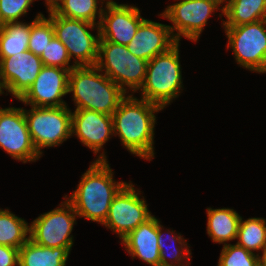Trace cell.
<instances>
[{
    "instance_id": "6da1fadb",
    "label": "cell",
    "mask_w": 266,
    "mask_h": 266,
    "mask_svg": "<svg viewBox=\"0 0 266 266\" xmlns=\"http://www.w3.org/2000/svg\"><path fill=\"white\" fill-rule=\"evenodd\" d=\"M162 108L133 95L126 96L112 115L113 134L132 154L151 160L154 157L155 112Z\"/></svg>"
},
{
    "instance_id": "7a4b0ae2",
    "label": "cell",
    "mask_w": 266,
    "mask_h": 266,
    "mask_svg": "<svg viewBox=\"0 0 266 266\" xmlns=\"http://www.w3.org/2000/svg\"><path fill=\"white\" fill-rule=\"evenodd\" d=\"M104 152L82 174L77 189L67 199L77 213V217H85L101 224L106 220L109 208L115 195L126 184L116 182L113 172L106 161Z\"/></svg>"
},
{
    "instance_id": "3957f363",
    "label": "cell",
    "mask_w": 266,
    "mask_h": 266,
    "mask_svg": "<svg viewBox=\"0 0 266 266\" xmlns=\"http://www.w3.org/2000/svg\"><path fill=\"white\" fill-rule=\"evenodd\" d=\"M95 66H76L69 73L68 92L73 93L76 109L113 115L127 95Z\"/></svg>"
},
{
    "instance_id": "277c9868",
    "label": "cell",
    "mask_w": 266,
    "mask_h": 266,
    "mask_svg": "<svg viewBox=\"0 0 266 266\" xmlns=\"http://www.w3.org/2000/svg\"><path fill=\"white\" fill-rule=\"evenodd\" d=\"M179 42L167 52L156 55L147 64L141 98L164 109L182 88Z\"/></svg>"
},
{
    "instance_id": "5b68a950",
    "label": "cell",
    "mask_w": 266,
    "mask_h": 266,
    "mask_svg": "<svg viewBox=\"0 0 266 266\" xmlns=\"http://www.w3.org/2000/svg\"><path fill=\"white\" fill-rule=\"evenodd\" d=\"M148 61L133 55L125 45L99 40L96 66L125 93L136 92L144 83ZM125 87V88H124Z\"/></svg>"
},
{
    "instance_id": "8992f818",
    "label": "cell",
    "mask_w": 266,
    "mask_h": 266,
    "mask_svg": "<svg viewBox=\"0 0 266 266\" xmlns=\"http://www.w3.org/2000/svg\"><path fill=\"white\" fill-rule=\"evenodd\" d=\"M48 12L54 35L66 47L70 59L74 56V65L95 66L100 40L99 25L56 15L49 7ZM95 27H97L98 33L94 36L87 29L94 30Z\"/></svg>"
},
{
    "instance_id": "52a82bcc",
    "label": "cell",
    "mask_w": 266,
    "mask_h": 266,
    "mask_svg": "<svg viewBox=\"0 0 266 266\" xmlns=\"http://www.w3.org/2000/svg\"><path fill=\"white\" fill-rule=\"evenodd\" d=\"M23 110L32 142L40 155L42 148L58 146L72 136V112L67 105L31 106V110Z\"/></svg>"
},
{
    "instance_id": "ba28073f",
    "label": "cell",
    "mask_w": 266,
    "mask_h": 266,
    "mask_svg": "<svg viewBox=\"0 0 266 266\" xmlns=\"http://www.w3.org/2000/svg\"><path fill=\"white\" fill-rule=\"evenodd\" d=\"M237 63L258 73H266V19L234 27H224Z\"/></svg>"
},
{
    "instance_id": "9c48e42d",
    "label": "cell",
    "mask_w": 266,
    "mask_h": 266,
    "mask_svg": "<svg viewBox=\"0 0 266 266\" xmlns=\"http://www.w3.org/2000/svg\"><path fill=\"white\" fill-rule=\"evenodd\" d=\"M62 203L60 207L33 220L29 236L38 245L50 248L65 247L70 252L73 245V236L70 234L78 215L67 199Z\"/></svg>"
},
{
    "instance_id": "30bf717a",
    "label": "cell",
    "mask_w": 266,
    "mask_h": 266,
    "mask_svg": "<svg viewBox=\"0 0 266 266\" xmlns=\"http://www.w3.org/2000/svg\"><path fill=\"white\" fill-rule=\"evenodd\" d=\"M146 201L139 198V192L134 185L126 183L115 195L109 208V213L102 225L118 233L122 240L130 232L144 223L152 215Z\"/></svg>"
},
{
    "instance_id": "8fae6325",
    "label": "cell",
    "mask_w": 266,
    "mask_h": 266,
    "mask_svg": "<svg viewBox=\"0 0 266 266\" xmlns=\"http://www.w3.org/2000/svg\"><path fill=\"white\" fill-rule=\"evenodd\" d=\"M0 147L23 163L35 162L40 158L32 142L23 108H0Z\"/></svg>"
},
{
    "instance_id": "7c38bea8",
    "label": "cell",
    "mask_w": 266,
    "mask_h": 266,
    "mask_svg": "<svg viewBox=\"0 0 266 266\" xmlns=\"http://www.w3.org/2000/svg\"><path fill=\"white\" fill-rule=\"evenodd\" d=\"M218 5L210 0H180L170 5L160 14L173 23L170 31L174 39L179 42L181 36L189 40L197 41L207 25L208 18ZM174 30L177 33H174Z\"/></svg>"
},
{
    "instance_id": "4fadbf2b",
    "label": "cell",
    "mask_w": 266,
    "mask_h": 266,
    "mask_svg": "<svg viewBox=\"0 0 266 266\" xmlns=\"http://www.w3.org/2000/svg\"><path fill=\"white\" fill-rule=\"evenodd\" d=\"M70 70L57 66H43L34 83L18 99L33 107H61L66 102Z\"/></svg>"
},
{
    "instance_id": "5bb4252c",
    "label": "cell",
    "mask_w": 266,
    "mask_h": 266,
    "mask_svg": "<svg viewBox=\"0 0 266 266\" xmlns=\"http://www.w3.org/2000/svg\"><path fill=\"white\" fill-rule=\"evenodd\" d=\"M105 9L101 20L97 21L100 40L128 45L140 24L145 20L140 16L139 8L127 4H117L114 1H106Z\"/></svg>"
},
{
    "instance_id": "9a60e30c",
    "label": "cell",
    "mask_w": 266,
    "mask_h": 266,
    "mask_svg": "<svg viewBox=\"0 0 266 266\" xmlns=\"http://www.w3.org/2000/svg\"><path fill=\"white\" fill-rule=\"evenodd\" d=\"M44 64L29 50L0 60V83L3 89L19 99L34 83Z\"/></svg>"
},
{
    "instance_id": "2e32d148",
    "label": "cell",
    "mask_w": 266,
    "mask_h": 266,
    "mask_svg": "<svg viewBox=\"0 0 266 266\" xmlns=\"http://www.w3.org/2000/svg\"><path fill=\"white\" fill-rule=\"evenodd\" d=\"M71 134L97 154L113 135L112 115L86 109L75 110L72 113Z\"/></svg>"
},
{
    "instance_id": "e0dca14e",
    "label": "cell",
    "mask_w": 266,
    "mask_h": 266,
    "mask_svg": "<svg viewBox=\"0 0 266 266\" xmlns=\"http://www.w3.org/2000/svg\"><path fill=\"white\" fill-rule=\"evenodd\" d=\"M176 43L169 25L145 19L126 46L133 55L150 61L156 55L167 52Z\"/></svg>"
},
{
    "instance_id": "ac0fdd59",
    "label": "cell",
    "mask_w": 266,
    "mask_h": 266,
    "mask_svg": "<svg viewBox=\"0 0 266 266\" xmlns=\"http://www.w3.org/2000/svg\"><path fill=\"white\" fill-rule=\"evenodd\" d=\"M158 219L151 216L144 223L124 237L121 242L125 250L133 257L151 266H160L158 246Z\"/></svg>"
},
{
    "instance_id": "d6986e66",
    "label": "cell",
    "mask_w": 266,
    "mask_h": 266,
    "mask_svg": "<svg viewBox=\"0 0 266 266\" xmlns=\"http://www.w3.org/2000/svg\"><path fill=\"white\" fill-rule=\"evenodd\" d=\"M207 234L213 242L223 243L237 239L241 216L230 208H207Z\"/></svg>"
},
{
    "instance_id": "ffe728a7",
    "label": "cell",
    "mask_w": 266,
    "mask_h": 266,
    "mask_svg": "<svg viewBox=\"0 0 266 266\" xmlns=\"http://www.w3.org/2000/svg\"><path fill=\"white\" fill-rule=\"evenodd\" d=\"M69 253L65 247H44L29 239L19 249V266H66Z\"/></svg>"
},
{
    "instance_id": "44dd1931",
    "label": "cell",
    "mask_w": 266,
    "mask_h": 266,
    "mask_svg": "<svg viewBox=\"0 0 266 266\" xmlns=\"http://www.w3.org/2000/svg\"><path fill=\"white\" fill-rule=\"evenodd\" d=\"M224 27H234L266 19V0H231L223 10Z\"/></svg>"
},
{
    "instance_id": "7402d4cb",
    "label": "cell",
    "mask_w": 266,
    "mask_h": 266,
    "mask_svg": "<svg viewBox=\"0 0 266 266\" xmlns=\"http://www.w3.org/2000/svg\"><path fill=\"white\" fill-rule=\"evenodd\" d=\"M98 3V0H53L47 7L56 15L96 24V15L101 20L104 10L102 5L98 7Z\"/></svg>"
},
{
    "instance_id": "603a6c76",
    "label": "cell",
    "mask_w": 266,
    "mask_h": 266,
    "mask_svg": "<svg viewBox=\"0 0 266 266\" xmlns=\"http://www.w3.org/2000/svg\"><path fill=\"white\" fill-rule=\"evenodd\" d=\"M31 23H7L0 31V60L28 50Z\"/></svg>"
},
{
    "instance_id": "cb8c5ba5",
    "label": "cell",
    "mask_w": 266,
    "mask_h": 266,
    "mask_svg": "<svg viewBox=\"0 0 266 266\" xmlns=\"http://www.w3.org/2000/svg\"><path fill=\"white\" fill-rule=\"evenodd\" d=\"M30 226L8 209H0V245L20 249L29 239ZM28 236V237H27Z\"/></svg>"
},
{
    "instance_id": "d4e9b609",
    "label": "cell",
    "mask_w": 266,
    "mask_h": 266,
    "mask_svg": "<svg viewBox=\"0 0 266 266\" xmlns=\"http://www.w3.org/2000/svg\"><path fill=\"white\" fill-rule=\"evenodd\" d=\"M237 245L244 247L250 252L266 250V220L263 218H249L240 220L237 233Z\"/></svg>"
},
{
    "instance_id": "484cf974",
    "label": "cell",
    "mask_w": 266,
    "mask_h": 266,
    "mask_svg": "<svg viewBox=\"0 0 266 266\" xmlns=\"http://www.w3.org/2000/svg\"><path fill=\"white\" fill-rule=\"evenodd\" d=\"M162 229L163 226L160 224V221L158 220V246L160 249V266H189L190 265V256H191V250L188 249L189 246H187L188 244L186 243V240H184V238L180 235V236H175L176 234H174L175 232L172 230L169 232V230H167V234H170L169 237L167 238L168 240H171L172 243L179 245L177 247L172 246V251L170 250V246L167 247L170 250V253L167 252L168 249H166V244H165V237L164 234L162 233ZM174 234V235H173ZM166 235V234H165ZM177 237V238H176ZM176 241V242H175ZM172 245V244H171ZM172 252V253H171ZM168 256L170 259V263L168 262ZM189 256V257H188ZM172 258V259H171ZM187 260L186 261V265L182 264L183 260Z\"/></svg>"
},
{
    "instance_id": "4316f807",
    "label": "cell",
    "mask_w": 266,
    "mask_h": 266,
    "mask_svg": "<svg viewBox=\"0 0 266 266\" xmlns=\"http://www.w3.org/2000/svg\"><path fill=\"white\" fill-rule=\"evenodd\" d=\"M54 37L52 21L39 13L31 22L28 50L37 56H41Z\"/></svg>"
},
{
    "instance_id": "83f0119b",
    "label": "cell",
    "mask_w": 266,
    "mask_h": 266,
    "mask_svg": "<svg viewBox=\"0 0 266 266\" xmlns=\"http://www.w3.org/2000/svg\"><path fill=\"white\" fill-rule=\"evenodd\" d=\"M218 266H260V256L237 244H225Z\"/></svg>"
},
{
    "instance_id": "f1b7e54d",
    "label": "cell",
    "mask_w": 266,
    "mask_h": 266,
    "mask_svg": "<svg viewBox=\"0 0 266 266\" xmlns=\"http://www.w3.org/2000/svg\"><path fill=\"white\" fill-rule=\"evenodd\" d=\"M45 66H57L67 70H72L76 65H69L71 61L64 44L54 37L40 56Z\"/></svg>"
},
{
    "instance_id": "f546056e",
    "label": "cell",
    "mask_w": 266,
    "mask_h": 266,
    "mask_svg": "<svg viewBox=\"0 0 266 266\" xmlns=\"http://www.w3.org/2000/svg\"><path fill=\"white\" fill-rule=\"evenodd\" d=\"M34 0H0V18L4 24L15 23L25 15Z\"/></svg>"
},
{
    "instance_id": "4dcf8cb0",
    "label": "cell",
    "mask_w": 266,
    "mask_h": 266,
    "mask_svg": "<svg viewBox=\"0 0 266 266\" xmlns=\"http://www.w3.org/2000/svg\"><path fill=\"white\" fill-rule=\"evenodd\" d=\"M0 266H19V249L0 245Z\"/></svg>"
},
{
    "instance_id": "1f68e13d",
    "label": "cell",
    "mask_w": 266,
    "mask_h": 266,
    "mask_svg": "<svg viewBox=\"0 0 266 266\" xmlns=\"http://www.w3.org/2000/svg\"><path fill=\"white\" fill-rule=\"evenodd\" d=\"M210 1L215 2L218 6H219L220 4H222L223 2H227V1H228V3H226V5H224L223 8H221L222 15H223V10L227 7V5L229 4V2H230L231 0H210Z\"/></svg>"
},
{
    "instance_id": "d6a6232c",
    "label": "cell",
    "mask_w": 266,
    "mask_h": 266,
    "mask_svg": "<svg viewBox=\"0 0 266 266\" xmlns=\"http://www.w3.org/2000/svg\"><path fill=\"white\" fill-rule=\"evenodd\" d=\"M260 266H266V250L260 256Z\"/></svg>"
},
{
    "instance_id": "836d02e7",
    "label": "cell",
    "mask_w": 266,
    "mask_h": 266,
    "mask_svg": "<svg viewBox=\"0 0 266 266\" xmlns=\"http://www.w3.org/2000/svg\"><path fill=\"white\" fill-rule=\"evenodd\" d=\"M3 27H4V23H3V21L0 18V31L3 29Z\"/></svg>"
},
{
    "instance_id": "e575fe53",
    "label": "cell",
    "mask_w": 266,
    "mask_h": 266,
    "mask_svg": "<svg viewBox=\"0 0 266 266\" xmlns=\"http://www.w3.org/2000/svg\"><path fill=\"white\" fill-rule=\"evenodd\" d=\"M46 1V5L48 6L53 0H45Z\"/></svg>"
},
{
    "instance_id": "d590c367",
    "label": "cell",
    "mask_w": 266,
    "mask_h": 266,
    "mask_svg": "<svg viewBox=\"0 0 266 266\" xmlns=\"http://www.w3.org/2000/svg\"><path fill=\"white\" fill-rule=\"evenodd\" d=\"M2 91H3V87H2V85H1V83H0V95L4 93V92H2Z\"/></svg>"
},
{
    "instance_id": "8d00e7d4",
    "label": "cell",
    "mask_w": 266,
    "mask_h": 266,
    "mask_svg": "<svg viewBox=\"0 0 266 266\" xmlns=\"http://www.w3.org/2000/svg\"><path fill=\"white\" fill-rule=\"evenodd\" d=\"M103 1H105V0H102V1H101V2H102V3H101L102 5H103ZM111 1H112V0H108L107 2H111Z\"/></svg>"
}]
</instances>
